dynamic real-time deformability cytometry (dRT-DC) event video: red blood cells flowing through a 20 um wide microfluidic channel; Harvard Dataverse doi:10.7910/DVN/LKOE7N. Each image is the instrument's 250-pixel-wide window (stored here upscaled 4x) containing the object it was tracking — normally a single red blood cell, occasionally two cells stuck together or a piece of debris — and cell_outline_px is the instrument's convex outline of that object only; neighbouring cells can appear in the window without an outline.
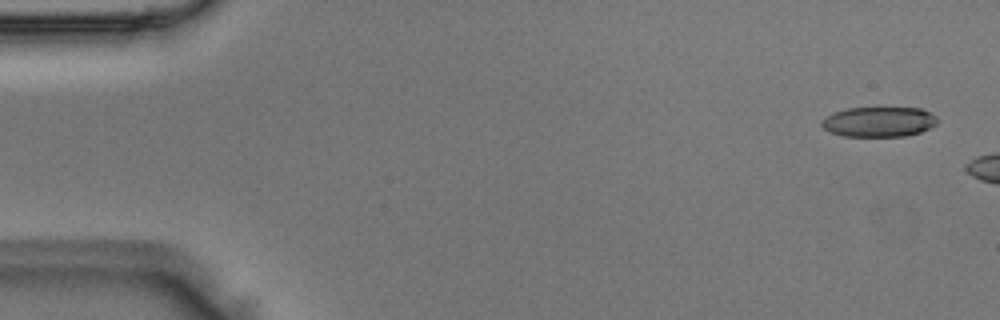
{"species": "Egyptian fruit bat (a non-hibernating species)", "species_latin": "Rousettus aegyptiacus", "temperature_condition": "room temperature", "stored_images_in_passage": 6, "camera_frame_rate_fps": 3000, "um_per_image_px": 0.085, "animal": {"sex": "male"}, "frame": {"image": 1, "passage_image": 1, "time_ms": 0.0, "image_size_px": [1000, 320], "cell_outline_px": [[936, 124], [920, 132], [904, 136], [844, 136], [828, 132], [820, 124], [820, 120], [832, 112], [848, 108], [920, 108], [936, 116]], "centroid_in_image_um": [74.64, 10.35], "position_along_channel_um": 10.4, "area_um2": 20.23}}